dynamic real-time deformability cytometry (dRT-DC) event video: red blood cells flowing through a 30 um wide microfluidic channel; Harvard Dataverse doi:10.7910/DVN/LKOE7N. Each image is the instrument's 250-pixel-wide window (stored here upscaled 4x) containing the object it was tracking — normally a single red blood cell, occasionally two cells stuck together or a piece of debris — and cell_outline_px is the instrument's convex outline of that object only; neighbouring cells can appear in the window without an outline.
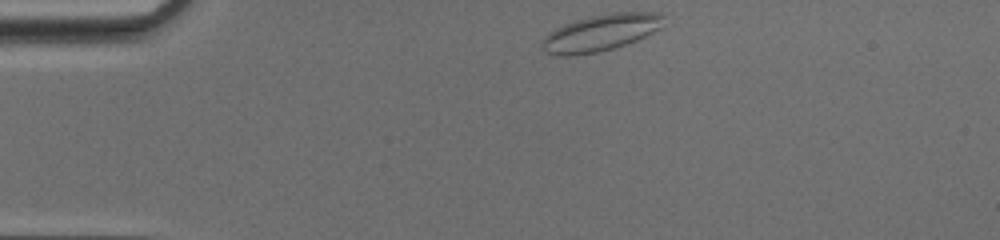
{"species": "common noctule bat (a hibernating species)", "species_latin": "Nyctalus noctula", "temperature_condition": "cold", "stored_images_in_passage": 40, "camera_frame_rate_fps": 3000, "um_per_image_px": 0.085, "animal": {"sex": "female", "body_mass_g": 17.0, "forearm_length_mm": 48.0}, "frame": {"image": 1, "passage_image": 1, "time_ms": 0.0, "image_size_px": [1000, 240], "cell_outline_px": [[664, 16], [660, 28], [636, 40], [600, 52], [576, 56], [556, 56], [544, 52], [540, 44], [548, 32], [564, 24], [576, 20], [592, 16], [612, 12], [660, 12]], "centroid_in_image_um": [51.01, 2.79], "position_along_channel_um": 34.0, "area_um2": 26.01}}
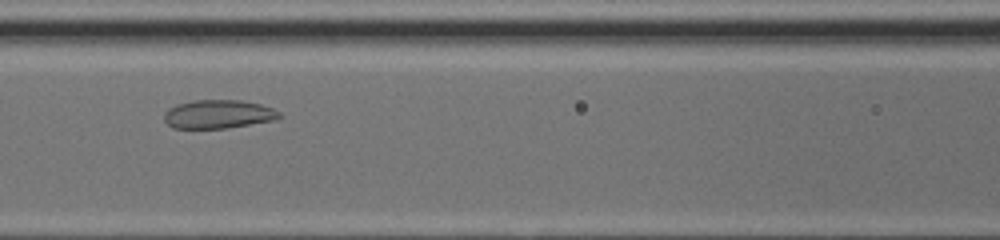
{"frame": {"image": 2, "passage_image": 13, "time_ms": 4.0, "image_size_px": [1000, 240], "cell_outline_px": [[284, 116], [276, 120], [228, 128], [172, 128], [164, 120], [164, 112], [168, 108], [176, 104], [192, 100], [240, 100], [260, 104], [272, 108], [280, 112]], "centroid_in_image_um": [18.56, 9.7], "position_along_channel_um": 148.0, "area_um2": 19.42}}
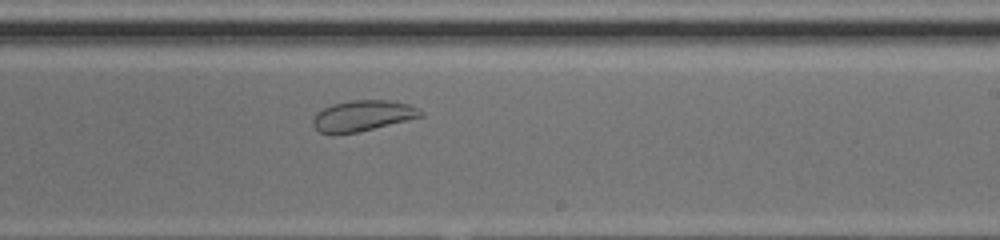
{"frame": {"image": 3, "passage_image": 21, "time_ms": 6.667, "image_size_px": [1000, 240], "cell_outline_px": [[424, 116], [360, 132], [332, 136], [320, 132], [312, 124], [312, 120], [316, 112], [332, 104], [352, 100], [388, 100], [408, 104], [424, 112]], "centroid_in_image_um": [30.79, 9.86], "position_along_channel_um": 258.2, "area_um2": 19.65}, "authors_computed_cell_mechanics": {"area_um2": 24.5072, "velocity_mm_per_s": 4.1408, "shape_relaxation_time_tau1_ms": null, "shape_relaxation_time_tau2_ms": 0.5567, "deformation_change_tau1": null, "deformation_change_tau2": 0.0511}}